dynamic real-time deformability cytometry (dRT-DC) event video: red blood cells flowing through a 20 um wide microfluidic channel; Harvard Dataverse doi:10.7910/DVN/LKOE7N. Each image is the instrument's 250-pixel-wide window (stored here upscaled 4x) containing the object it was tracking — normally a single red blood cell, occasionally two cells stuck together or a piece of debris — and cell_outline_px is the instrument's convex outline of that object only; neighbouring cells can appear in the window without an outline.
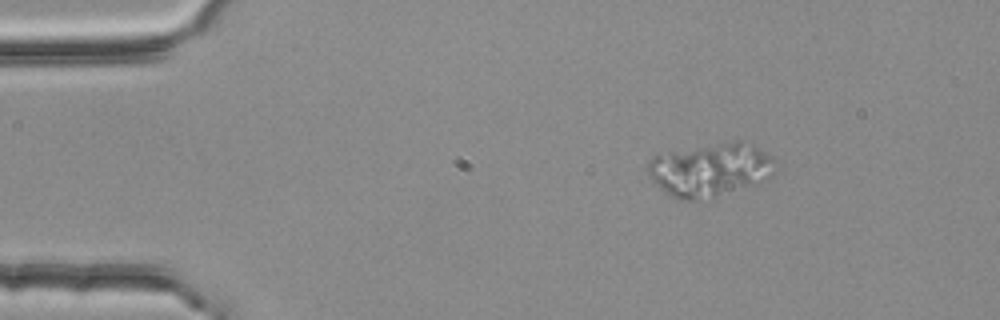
{"species": "common noctule bat (a hibernating species)", "species_latin": "Nyctalus noctula", "temperature_condition": "room temperature", "stored_images_in_passage": 2, "camera_frame_rate_fps": 3000, "um_per_image_px": 0.085, "animal": {"sex": "female", "body_mass_g": 25.1}, "frame": {"image": 1, "passage_image": 1, "time_ms": 0.0, "image_size_px": [1000, 320], "cell_outline_px": [[776, 172], [768, 180], [760, 184], [712, 196], [692, 200], [688, 200], [672, 196], [660, 188], [652, 180], [648, 172], [648, 160], [656, 152], [736, 140], [744, 140], [752, 144], [764, 152], [768, 156]], "centroid_in_image_um": [60.34, 14.38], "position_along_channel_um": 24.7, "area_um2": 39.77}}